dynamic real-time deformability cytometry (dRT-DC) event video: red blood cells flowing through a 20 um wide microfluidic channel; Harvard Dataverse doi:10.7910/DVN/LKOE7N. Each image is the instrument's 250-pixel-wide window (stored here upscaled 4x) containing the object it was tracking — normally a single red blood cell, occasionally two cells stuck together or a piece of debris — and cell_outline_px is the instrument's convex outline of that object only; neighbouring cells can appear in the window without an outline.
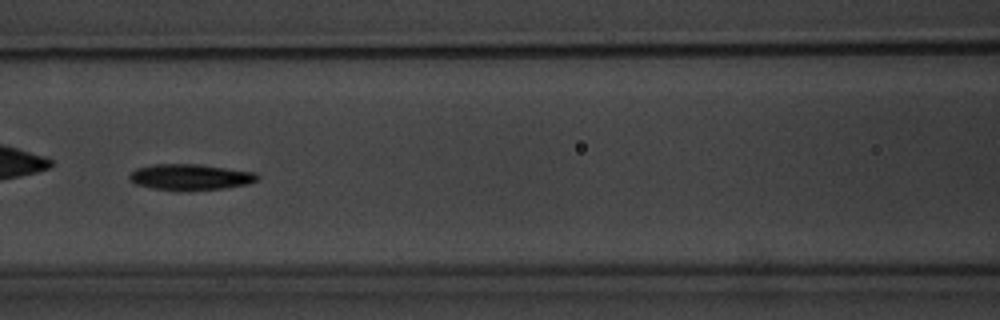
{"species": "common noctule bat (a hibernating species)", "species_latin": "Nyctalus noctula", "temperature_condition": "warm", "stored_images_in_passage": 9, "camera_frame_rate_fps": 3000, "um_per_image_px": 0.085, "animal": {"sex": "male", "body_mass_g": 20.1, "forearm_length_mm": 53.5}, "frame": {"image": 1, "passage_image": 7, "time_ms": 7.0, "image_size_px": [1000, 320], "cell_outline_px": [[256, 180], [248, 184], [224, 188], [152, 188], [136, 184], [128, 180], [128, 176], [136, 168], [156, 164], [196, 164], [256, 172]], "centroid_in_image_um": [16.14, 15.01], "position_along_channel_um": 150.5, "area_um2": 18.44}}
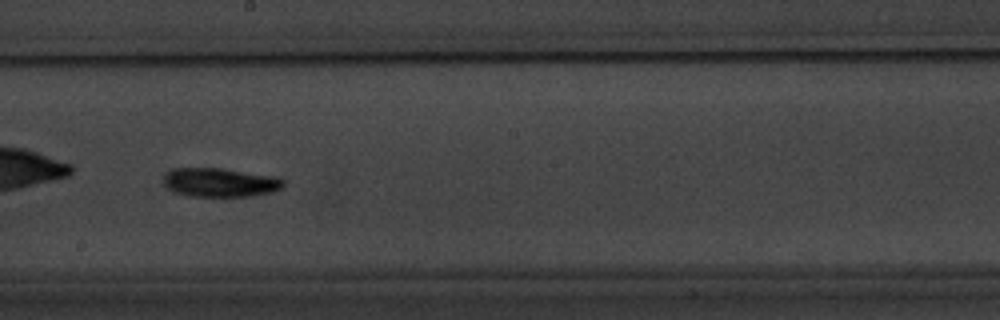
{"frame": {"image": 2, "passage_image": 9, "time_ms": 9.333, "image_size_px": [1000, 320], "cell_outline_px": [[284, 184], [280, 188], [272, 192], [252, 196], [188, 196], [176, 192], [168, 184], [168, 172], [176, 168], [220, 168], [276, 176], [284, 180]], "centroid_in_image_um": [18.83, 15.51], "position_along_channel_um": 229.4, "area_um2": 19.59}}